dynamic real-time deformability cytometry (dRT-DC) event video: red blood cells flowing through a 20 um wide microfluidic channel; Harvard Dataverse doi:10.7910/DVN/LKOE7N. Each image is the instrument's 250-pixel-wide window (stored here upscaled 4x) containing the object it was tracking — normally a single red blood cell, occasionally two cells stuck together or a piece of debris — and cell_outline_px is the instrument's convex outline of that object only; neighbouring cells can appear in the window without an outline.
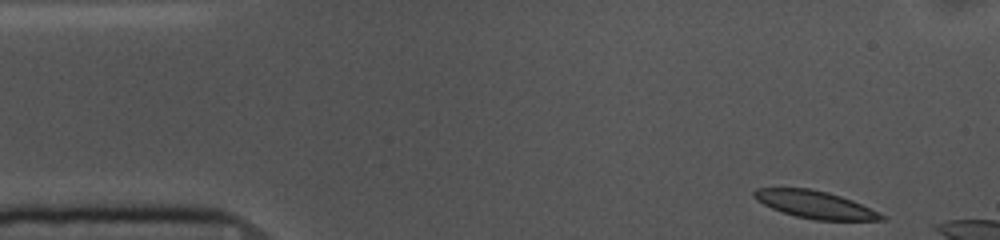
{"species": "common noctule bat (a hibernating species)", "species_latin": "Nyctalus noctula", "temperature_condition": "cold", "stored_images_in_passage": 8, "camera_frame_rate_fps": 3000, "um_per_image_px": 0.085, "animal": {"sex": "female", "body_mass_g": 10.0, "forearm_length_mm": 53.1}, "frame": {"image": 1, "passage_image": 1, "time_ms": 0.0, "image_size_px": [1000, 240], "cell_outline_px": [[888, 220], [816, 220], [796, 216], [772, 208], [756, 200], [752, 196], [752, 192], [756, 188], [808, 188], [828, 192], [852, 200], [888, 216]], "centroid_in_image_um": [69.3, 17.39], "position_along_channel_um": 15.7, "area_um2": 20.35}}